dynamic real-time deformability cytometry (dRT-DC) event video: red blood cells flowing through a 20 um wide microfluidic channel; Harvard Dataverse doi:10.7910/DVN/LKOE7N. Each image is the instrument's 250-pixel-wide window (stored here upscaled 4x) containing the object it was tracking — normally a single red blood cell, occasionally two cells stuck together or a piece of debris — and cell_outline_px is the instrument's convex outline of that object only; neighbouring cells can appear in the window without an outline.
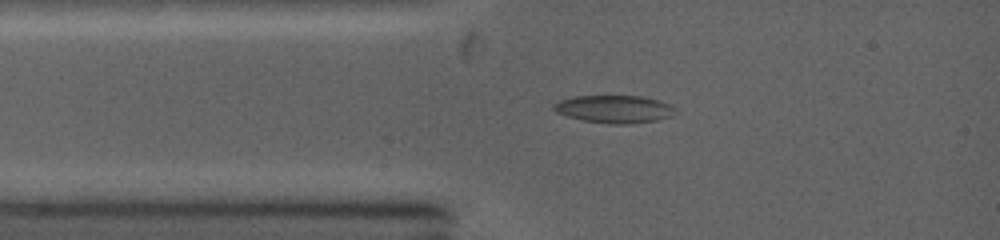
{"species": "common noctule bat (a hibernating species)", "species_latin": "Nyctalus noctula", "temperature_condition": "warm", "stored_images_in_passage": 40, "camera_frame_rate_fps": 5000, "um_per_image_px": 0.085, "animal": {"sex": "female", "body_mass_g": 19.0, "forearm_length_mm": 53.3}, "frame": {"image": 1, "passage_image": 6, "time_ms": 1.6, "image_size_px": [1000, 240], "cell_outline_px": [[680, 112], [672, 116], [656, 120], [628, 124], [608, 124], [580, 120], [556, 112], [552, 108], [552, 104], [560, 100], [576, 96], [640, 96], [656, 100], [668, 104], [676, 108]], "centroid_in_image_um": [52.22, 9.28], "position_along_channel_um": 32.8, "area_um2": 19.71}}
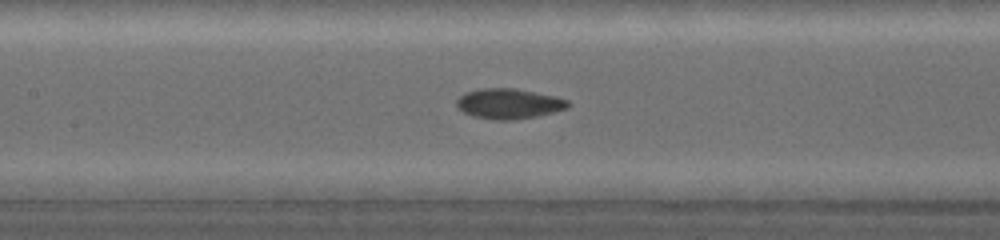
{"frame": {"image": 2, "passage_image": 15, "time_ms": 4.8, "image_size_px": [1000, 240], "cell_outline_px": [[568, 108], [536, 116], [516, 120], [496, 120], [472, 116], [464, 112], [456, 104], [456, 100], [460, 96], [468, 92], [484, 88], [512, 88], [552, 96], [568, 100]], "centroid_in_image_um": [43.23, 8.83], "position_along_channel_um": 164.2, "area_um2": 19.19}}
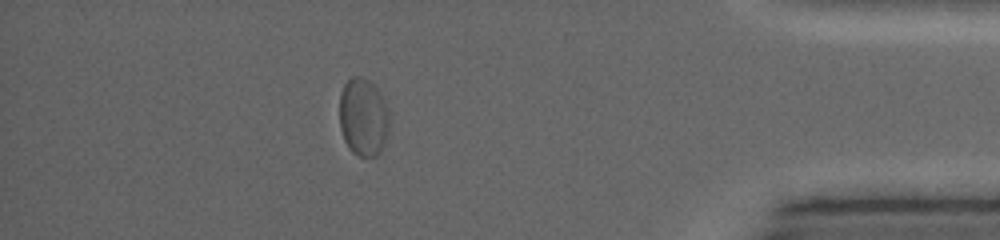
{"frame": {"image": 3, "passage_image": 35, "time_ms": 11.4, "image_size_px": [1000, 240], "cell_outline_px": [[388, 140], [380, 152], [376, 156], [356, 156], [348, 148], [344, 140], [340, 128], [340, 92], [344, 84], [352, 76], [360, 76], [368, 80], [380, 88], [388, 112]], "centroid_in_image_um": [30.89, 9.96], "position_along_channel_um": 404.3, "area_um2": 23.12}, "authors_computed_cell_mechanics": {"area_um2": 19.7965, "velocity_mm_per_s": 4.2844, "shape_relaxation_time_tau1_ms": 3.8407, "shape_relaxation_time_tau2_ms": 1.2957, "deformation_change_tau1": 0.1232, "deformation_change_tau2": 0.0418}}